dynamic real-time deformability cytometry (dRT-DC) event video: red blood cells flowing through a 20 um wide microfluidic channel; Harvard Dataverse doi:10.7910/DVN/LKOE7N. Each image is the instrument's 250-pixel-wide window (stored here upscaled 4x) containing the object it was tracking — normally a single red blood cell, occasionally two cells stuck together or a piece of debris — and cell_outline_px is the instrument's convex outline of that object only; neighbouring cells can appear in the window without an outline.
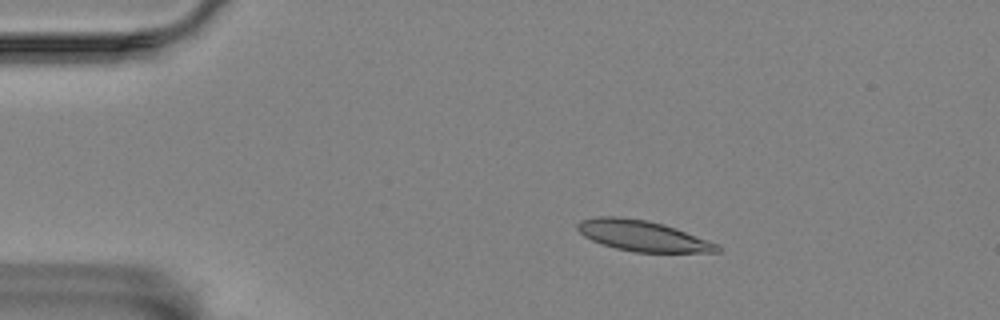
{"species": "Egyptian fruit bat (a non-hibernating species)", "species_latin": "Rousettus aegyptiacus", "temperature_condition": "room temperature", "stored_images_in_passage": 48, "camera_frame_rate_fps": 3000, "um_per_image_px": 0.085, "animal": {"sex": "female"}, "frame": {"image": 1, "passage_image": 1, "time_ms": 0.0, "image_size_px": [1000, 320], "cell_outline_px": [[720, 252], [632, 252], [600, 244], [584, 236], [576, 228], [576, 224], [580, 220], [596, 216], [616, 216], [644, 220], [664, 224], [676, 228], [720, 244]], "centroid_in_image_um": [54.61, 20.04], "position_along_channel_um": 30.4, "area_um2": 25.09}}
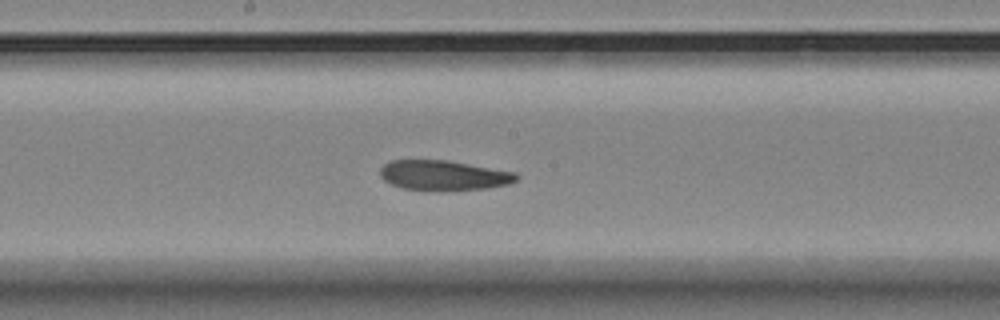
{"frame": {"image": 2, "passage_image": 21, "time_ms": 6.667, "image_size_px": [1000, 320], "cell_outline_px": [[520, 176], [516, 180], [508, 184], [488, 188], [436, 192], [400, 188], [384, 180], [380, 176], [380, 168], [388, 160], [448, 160], [516, 172]], "centroid_in_image_um": [37.69, 14.92], "position_along_channel_um": 210.5, "area_um2": 24.33}}
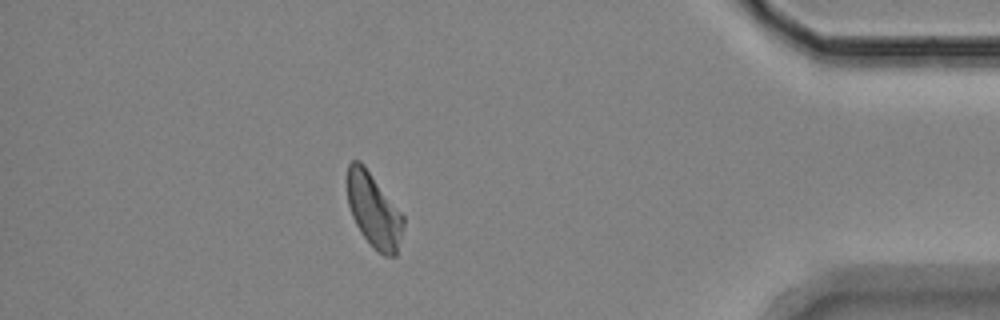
{"frame": {"image": 3, "passage_image": 41, "time_ms": 13.333, "image_size_px": [1000, 320], "cell_outline_px": [[404, 224], [396, 256], [384, 256], [360, 232], [352, 216], [348, 204], [348, 164], [352, 160], [360, 160], [364, 164], [404, 216]], "centroid_in_image_um": [31.78, 17.86], "position_along_channel_um": 403.4, "area_um2": 23.87}}